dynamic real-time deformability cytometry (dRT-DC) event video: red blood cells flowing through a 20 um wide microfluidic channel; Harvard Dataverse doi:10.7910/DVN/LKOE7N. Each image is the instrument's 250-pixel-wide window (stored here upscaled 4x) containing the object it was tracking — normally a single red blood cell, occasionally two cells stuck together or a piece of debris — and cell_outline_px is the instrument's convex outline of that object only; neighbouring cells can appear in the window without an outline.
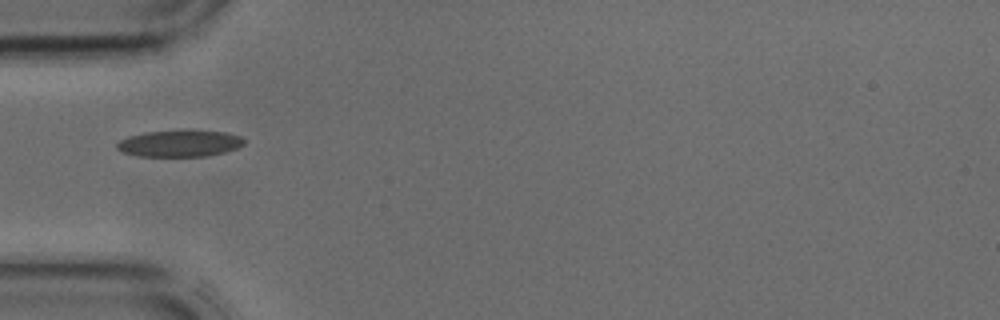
{"species": "common noctule bat (a hibernating species)", "species_latin": "Nyctalus noctula", "temperature_condition": "cold", "stored_images_in_passage": 30, "camera_frame_rate_fps": 3000, "um_per_image_px": 0.085, "animal": {"sex": "male", "body_mass_g": 17.9, "forearm_length_mm": 54.2}, "frame": {"image": 1, "passage_image": 1, "time_ms": 0.0, "image_size_px": [1000, 320], "cell_outline_px": [[244, 144], [236, 148], [224, 152], [208, 156], [140, 156], [124, 152], [116, 148], [116, 144], [120, 140], [128, 136], [148, 132], [184, 128], [224, 132], [240, 136], [244, 140]], "centroid_in_image_um": [15.28, 12.16], "position_along_channel_um": 69.7, "area_um2": 20.06}}
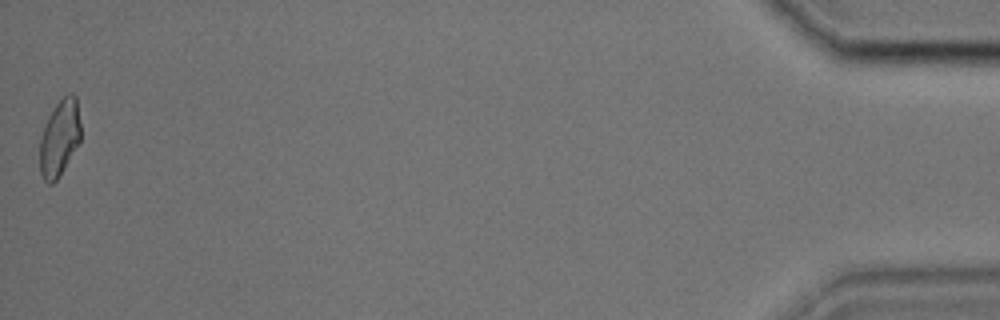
{"frame": {"image": 2, "passage_image": 30, "time_ms": 9.667, "image_size_px": [1000, 320], "cell_outline_px": [[80, 140], [60, 176], [52, 184], [48, 184], [44, 180], [40, 172], [40, 136], [48, 116], [56, 104], [68, 92], [72, 92], [76, 96], [80, 124]], "centroid_in_image_um": [5.05, 11.72], "position_along_channel_um": 430.1, "area_um2": 18.21}}